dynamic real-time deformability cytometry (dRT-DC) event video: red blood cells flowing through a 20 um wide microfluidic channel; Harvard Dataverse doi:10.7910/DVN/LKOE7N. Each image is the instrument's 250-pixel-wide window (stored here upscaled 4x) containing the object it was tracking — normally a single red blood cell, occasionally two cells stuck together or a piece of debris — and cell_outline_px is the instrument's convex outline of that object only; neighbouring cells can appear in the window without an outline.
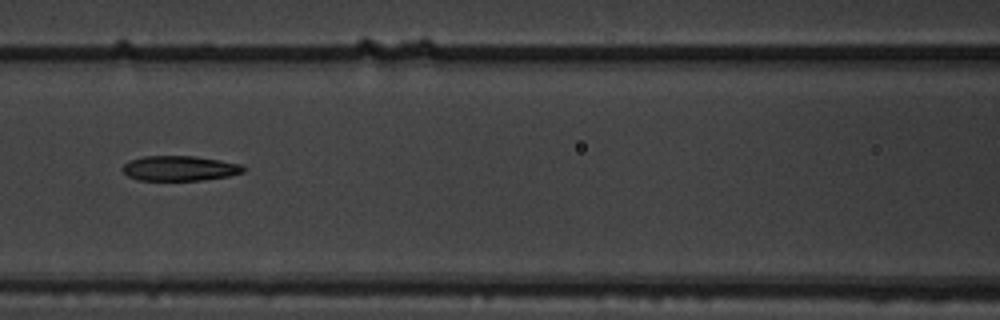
{"species": "common noctule bat (a hibernating species)", "species_latin": "Nyctalus noctula", "temperature_condition": "warm", "stored_images_in_passage": 9, "camera_frame_rate_fps": 3000, "um_per_image_px": 0.085, "animal": {"sex": "male", "body_mass_g": 19.5, "forearm_length_mm": 54.6}, "frame": {"image": 1, "passage_image": 7, "time_ms": 2.0, "image_size_px": [1000, 320], "cell_outline_px": [[248, 168], [244, 172], [228, 176], [200, 180], [140, 180], [128, 176], [120, 168], [128, 160], [144, 156], [196, 156], [220, 160], [240, 164]], "centroid_in_image_um": [15.27, 14.3], "position_along_channel_um": 151.3, "area_um2": 17.69}}
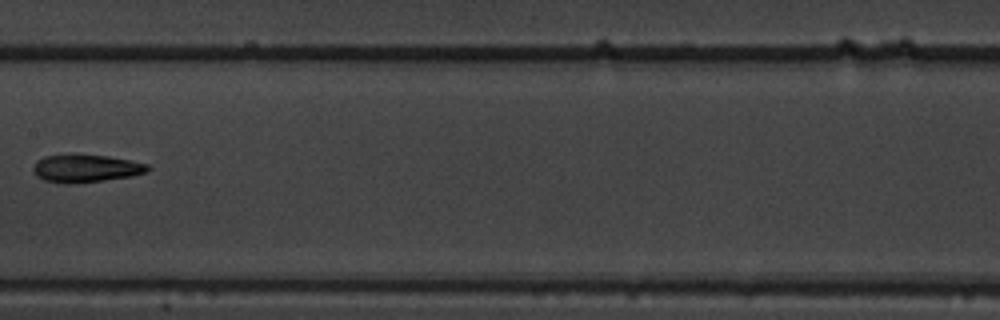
{"frame": {"image": 2, "passage_image": 8, "time_ms": 2.333, "image_size_px": [1000, 320], "cell_outline_px": [[152, 168], [148, 172], [132, 176], [76, 184], [64, 184], [44, 180], [36, 176], [32, 172], [32, 168], [36, 160], [44, 156], [72, 152], [76, 152], [108, 156], [148, 164]], "centroid_in_image_um": [7.25, 14.29], "position_along_channel_um": 200.2, "area_um2": 19.36}}
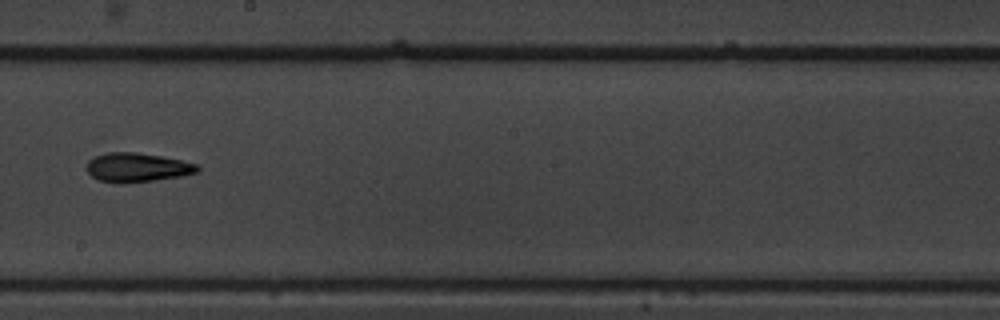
{"frame": {"image": 3, "passage_image": 9, "time_ms": 2.667, "image_size_px": [1000, 320], "cell_outline_px": [[200, 172], [180, 176], [156, 180], [120, 184], [116, 184], [96, 180], [88, 172], [88, 160], [96, 156], [108, 152], [136, 152], [160, 156], [200, 164]], "centroid_in_image_um": [11.68, 14.25], "position_along_channel_um": 236.5, "area_um2": 18.96}}